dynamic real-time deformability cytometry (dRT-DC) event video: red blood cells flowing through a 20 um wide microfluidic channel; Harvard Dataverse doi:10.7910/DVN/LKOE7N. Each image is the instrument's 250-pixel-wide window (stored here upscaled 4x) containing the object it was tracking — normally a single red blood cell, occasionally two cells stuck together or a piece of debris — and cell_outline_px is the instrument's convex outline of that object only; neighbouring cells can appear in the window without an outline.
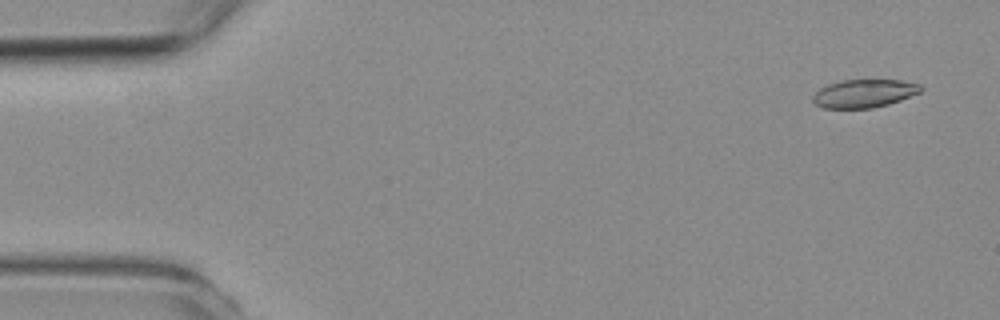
{"species": "common noctule bat (a hibernating species)", "species_latin": "Nyctalus noctula", "temperature_condition": "room temperature", "stored_images_in_passage": 12, "camera_frame_rate_fps": 3000, "um_per_image_px": 0.085, "animal": {"sex": "female", "body_mass_g": 19.3, "forearm_length_mm": 54.1}, "frame": {"image": 1, "passage_image": 3, "time_ms": 0.667, "image_size_px": [1000, 320], "cell_outline_px": [[924, 88], [920, 92], [900, 100], [888, 104], [872, 108], [824, 108], [816, 104], [812, 100], [812, 96], [820, 88], [828, 84], [840, 80], [900, 80], [920, 84]], "centroid_in_image_um": [73.45, 7.94], "position_along_channel_um": 11.6, "area_um2": 17.69}}